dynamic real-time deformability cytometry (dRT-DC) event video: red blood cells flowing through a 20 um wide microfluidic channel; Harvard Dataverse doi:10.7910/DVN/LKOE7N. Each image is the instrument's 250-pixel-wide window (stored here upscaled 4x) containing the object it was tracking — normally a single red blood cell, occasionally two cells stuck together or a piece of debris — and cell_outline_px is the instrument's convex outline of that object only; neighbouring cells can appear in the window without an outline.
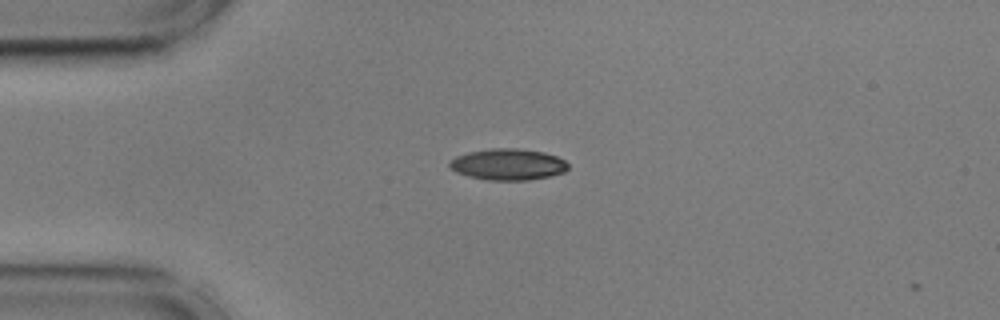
{"species": "common noctule bat (a hibernating species)", "species_latin": "Nyctalus noctula", "temperature_condition": "cold", "stored_images_in_passage": 4, "camera_frame_rate_fps": 3000, "um_per_image_px": 0.085, "animal": {"sex": "male", "body_mass_g": 17.9, "forearm_length_mm": 54.2}, "frame": {"image": 1, "passage_image": 3, "time_ms": 0.667, "image_size_px": [1000, 320], "cell_outline_px": [[568, 168], [564, 172], [552, 176], [528, 180], [488, 180], [468, 176], [456, 172], [448, 164], [456, 156], [468, 152], [492, 148], [516, 148], [544, 152], [556, 156], [564, 160], [568, 164]], "centroid_in_image_um": [43.2, 13.97], "position_along_channel_um": 41.8, "area_um2": 21.62}}